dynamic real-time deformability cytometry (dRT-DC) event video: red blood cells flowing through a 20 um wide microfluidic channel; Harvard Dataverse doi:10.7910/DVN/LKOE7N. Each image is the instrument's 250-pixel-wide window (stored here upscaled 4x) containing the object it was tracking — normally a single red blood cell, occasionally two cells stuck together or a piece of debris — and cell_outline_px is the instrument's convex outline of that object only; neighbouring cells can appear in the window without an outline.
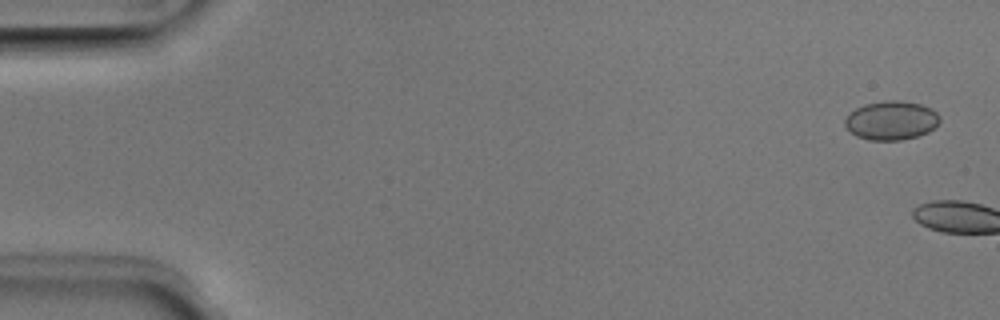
{"species": "Egyptian fruit bat (a non-hibernating species)", "species_latin": "Rousettus aegyptiacus", "temperature_condition": "room temperature", "stored_images_in_passage": 5, "camera_frame_rate_fps": 3000, "um_per_image_px": 0.085, "animal": {"sex": "male"}, "frame": {"image": 1, "passage_image": 2, "time_ms": 0.333, "image_size_px": [1000, 320], "cell_outline_px": [[940, 120], [928, 132], [916, 136], [900, 140], [868, 140], [856, 136], [844, 124], [844, 120], [848, 112], [864, 104], [884, 100], [900, 100], [920, 104], [932, 108], [940, 116]], "centroid_in_image_um": [75.73, 10.22], "position_along_channel_um": 9.3, "area_um2": 21.56}}